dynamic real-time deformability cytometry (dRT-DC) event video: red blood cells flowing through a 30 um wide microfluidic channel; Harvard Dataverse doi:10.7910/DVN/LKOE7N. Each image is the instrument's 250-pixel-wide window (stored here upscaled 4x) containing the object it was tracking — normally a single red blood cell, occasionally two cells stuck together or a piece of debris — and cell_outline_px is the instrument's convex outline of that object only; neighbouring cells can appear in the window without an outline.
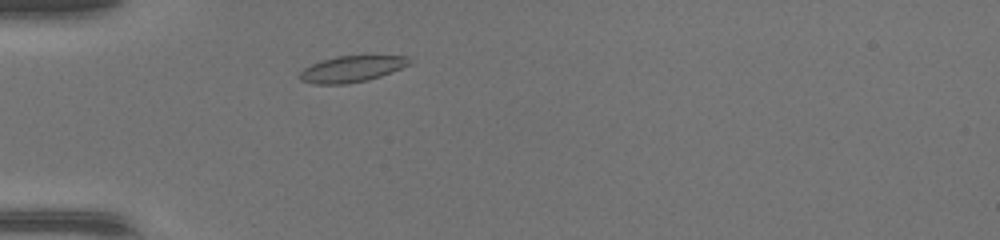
{"species": "common noctule bat (a hibernating species)", "species_latin": "Nyctalus noctula", "temperature_condition": "warm", "stored_images_in_passage": 37, "camera_frame_rate_fps": 3000, "um_per_image_px": 0.085, "animal": {"sex": "female", "body_mass_g": 17.0, "forearm_length_mm": 48.0}, "frame": {"image": 1, "passage_image": 5, "time_ms": 1.333, "image_size_px": [1000, 240], "cell_outline_px": [[412, 64], [380, 76], [368, 80], [348, 84], [312, 84], [300, 80], [296, 76], [304, 68], [312, 64], [336, 56], [408, 56], [412, 60]], "centroid_in_image_um": [29.89, 5.87], "position_along_channel_um": 55.1, "area_um2": 16.82}}
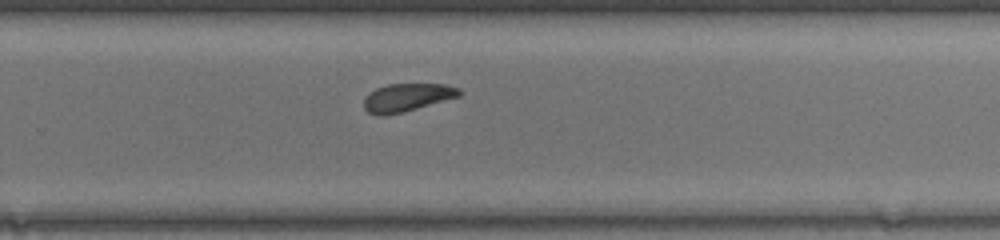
{"frame": {"image": 2, "passage_image": 22, "time_ms": 7.0, "image_size_px": [1000, 240], "cell_outline_px": [[464, 92], [460, 96], [404, 112], [384, 116], [380, 116], [368, 112], [364, 108], [364, 96], [368, 92], [376, 88], [388, 84], [448, 84], [460, 88]], "centroid_in_image_um": [34.61, 8.28], "position_along_channel_um": 295.2, "area_um2": 15.84}}
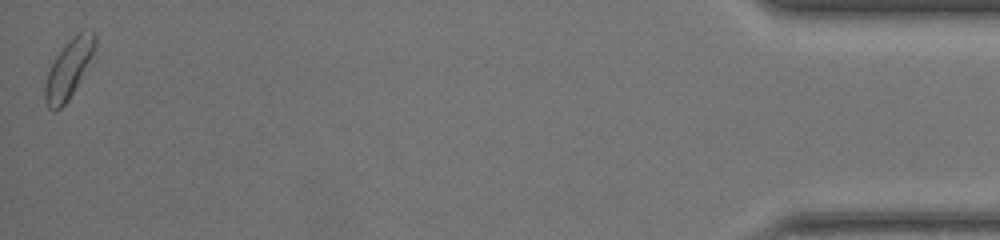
{"frame": {"image": 3, "passage_image": 37, "time_ms": 12.0, "image_size_px": [1000, 240], "cell_outline_px": [[96, 48], [80, 80], [68, 100], [56, 112], [52, 112], [48, 108], [44, 100], [44, 84], [48, 72], [56, 56], [68, 40], [76, 32], [92, 32], [96, 36]], "centroid_in_image_um": [5.81, 5.89], "position_along_channel_um": 429.4, "area_um2": 16.94}}